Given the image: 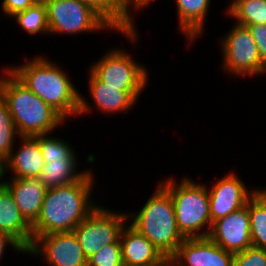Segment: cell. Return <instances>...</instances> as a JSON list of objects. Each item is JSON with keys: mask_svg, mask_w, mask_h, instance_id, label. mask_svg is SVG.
I'll use <instances>...</instances> for the list:
<instances>
[{"mask_svg": "<svg viewBox=\"0 0 266 266\" xmlns=\"http://www.w3.org/2000/svg\"><path fill=\"white\" fill-rule=\"evenodd\" d=\"M192 180L184 177L177 184L172 176L160 182L169 191L175 208L176 223L185 239L208 237L213 224L207 186Z\"/></svg>", "mask_w": 266, "mask_h": 266, "instance_id": "cell-5", "label": "cell"}, {"mask_svg": "<svg viewBox=\"0 0 266 266\" xmlns=\"http://www.w3.org/2000/svg\"><path fill=\"white\" fill-rule=\"evenodd\" d=\"M48 136V137H47ZM38 139L44 166L39 179L47 189L65 186L81 179L89 170L77 171L78 163L74 148L63 139L48 134L35 135Z\"/></svg>", "mask_w": 266, "mask_h": 266, "instance_id": "cell-8", "label": "cell"}, {"mask_svg": "<svg viewBox=\"0 0 266 266\" xmlns=\"http://www.w3.org/2000/svg\"><path fill=\"white\" fill-rule=\"evenodd\" d=\"M233 266H266V249L251 246L235 253Z\"/></svg>", "mask_w": 266, "mask_h": 266, "instance_id": "cell-27", "label": "cell"}, {"mask_svg": "<svg viewBox=\"0 0 266 266\" xmlns=\"http://www.w3.org/2000/svg\"><path fill=\"white\" fill-rule=\"evenodd\" d=\"M0 232L9 234L26 251L32 245L31 226L22 217L12 194L4 185L0 186Z\"/></svg>", "mask_w": 266, "mask_h": 266, "instance_id": "cell-18", "label": "cell"}, {"mask_svg": "<svg viewBox=\"0 0 266 266\" xmlns=\"http://www.w3.org/2000/svg\"><path fill=\"white\" fill-rule=\"evenodd\" d=\"M87 266H123L120 240L104 246L89 257Z\"/></svg>", "mask_w": 266, "mask_h": 266, "instance_id": "cell-26", "label": "cell"}, {"mask_svg": "<svg viewBox=\"0 0 266 266\" xmlns=\"http://www.w3.org/2000/svg\"><path fill=\"white\" fill-rule=\"evenodd\" d=\"M27 253L41 257L48 266H87V258L74 232L38 236Z\"/></svg>", "mask_w": 266, "mask_h": 266, "instance_id": "cell-11", "label": "cell"}, {"mask_svg": "<svg viewBox=\"0 0 266 266\" xmlns=\"http://www.w3.org/2000/svg\"><path fill=\"white\" fill-rule=\"evenodd\" d=\"M155 2V0H124V8L125 11L128 15V17L133 20V16L131 15V11H130V7L132 6L133 9L136 11H140V9L142 10L143 8L145 9L146 6H148L150 4V2ZM145 6V7H144Z\"/></svg>", "mask_w": 266, "mask_h": 266, "instance_id": "cell-31", "label": "cell"}, {"mask_svg": "<svg viewBox=\"0 0 266 266\" xmlns=\"http://www.w3.org/2000/svg\"><path fill=\"white\" fill-rule=\"evenodd\" d=\"M211 0H176L178 29L188 38V45L202 35ZM190 43V44H189Z\"/></svg>", "mask_w": 266, "mask_h": 266, "instance_id": "cell-20", "label": "cell"}, {"mask_svg": "<svg viewBox=\"0 0 266 266\" xmlns=\"http://www.w3.org/2000/svg\"><path fill=\"white\" fill-rule=\"evenodd\" d=\"M49 34H78L115 28L92 6L80 0H43Z\"/></svg>", "mask_w": 266, "mask_h": 266, "instance_id": "cell-7", "label": "cell"}, {"mask_svg": "<svg viewBox=\"0 0 266 266\" xmlns=\"http://www.w3.org/2000/svg\"><path fill=\"white\" fill-rule=\"evenodd\" d=\"M92 6L99 12L117 32L126 36L130 42L138 41V34L134 21L131 20L124 8L122 0H80Z\"/></svg>", "mask_w": 266, "mask_h": 266, "instance_id": "cell-21", "label": "cell"}, {"mask_svg": "<svg viewBox=\"0 0 266 266\" xmlns=\"http://www.w3.org/2000/svg\"><path fill=\"white\" fill-rule=\"evenodd\" d=\"M10 179L3 185L12 194L22 217L32 226L40 215L47 188L39 177Z\"/></svg>", "mask_w": 266, "mask_h": 266, "instance_id": "cell-16", "label": "cell"}, {"mask_svg": "<svg viewBox=\"0 0 266 266\" xmlns=\"http://www.w3.org/2000/svg\"><path fill=\"white\" fill-rule=\"evenodd\" d=\"M227 14L240 25L266 24V0H232Z\"/></svg>", "mask_w": 266, "mask_h": 266, "instance_id": "cell-23", "label": "cell"}, {"mask_svg": "<svg viewBox=\"0 0 266 266\" xmlns=\"http://www.w3.org/2000/svg\"><path fill=\"white\" fill-rule=\"evenodd\" d=\"M156 188L140 211L128 213V219L131 218L128 224L151 241L169 260L185 238L178 229L169 191L161 183Z\"/></svg>", "mask_w": 266, "mask_h": 266, "instance_id": "cell-4", "label": "cell"}, {"mask_svg": "<svg viewBox=\"0 0 266 266\" xmlns=\"http://www.w3.org/2000/svg\"><path fill=\"white\" fill-rule=\"evenodd\" d=\"M207 189L212 223L244 207L258 190L249 191L243 180L233 172H228Z\"/></svg>", "mask_w": 266, "mask_h": 266, "instance_id": "cell-12", "label": "cell"}, {"mask_svg": "<svg viewBox=\"0 0 266 266\" xmlns=\"http://www.w3.org/2000/svg\"><path fill=\"white\" fill-rule=\"evenodd\" d=\"M7 69L30 91L56 110L65 120L72 115L90 113L87 103L69 76L57 64L37 56ZM91 106V107H90Z\"/></svg>", "mask_w": 266, "mask_h": 266, "instance_id": "cell-1", "label": "cell"}, {"mask_svg": "<svg viewBox=\"0 0 266 266\" xmlns=\"http://www.w3.org/2000/svg\"><path fill=\"white\" fill-rule=\"evenodd\" d=\"M90 170L71 184L47 189L40 215L31 226L33 240L53 232H73L99 206L91 198L95 178Z\"/></svg>", "mask_w": 266, "mask_h": 266, "instance_id": "cell-2", "label": "cell"}, {"mask_svg": "<svg viewBox=\"0 0 266 266\" xmlns=\"http://www.w3.org/2000/svg\"><path fill=\"white\" fill-rule=\"evenodd\" d=\"M208 237L233 254L253 246L248 202L244 207L214 221Z\"/></svg>", "mask_w": 266, "mask_h": 266, "instance_id": "cell-14", "label": "cell"}, {"mask_svg": "<svg viewBox=\"0 0 266 266\" xmlns=\"http://www.w3.org/2000/svg\"><path fill=\"white\" fill-rule=\"evenodd\" d=\"M234 254L209 237L186 238L169 259V266H233Z\"/></svg>", "mask_w": 266, "mask_h": 266, "instance_id": "cell-13", "label": "cell"}, {"mask_svg": "<svg viewBox=\"0 0 266 266\" xmlns=\"http://www.w3.org/2000/svg\"><path fill=\"white\" fill-rule=\"evenodd\" d=\"M39 0H2L1 7L7 18L14 16L16 13L26 10L33 6Z\"/></svg>", "mask_w": 266, "mask_h": 266, "instance_id": "cell-29", "label": "cell"}, {"mask_svg": "<svg viewBox=\"0 0 266 266\" xmlns=\"http://www.w3.org/2000/svg\"><path fill=\"white\" fill-rule=\"evenodd\" d=\"M21 147L15 151L13 147L6 160V170L12 172L11 178L39 177L44 166L42 151L35 136H20Z\"/></svg>", "mask_w": 266, "mask_h": 266, "instance_id": "cell-17", "label": "cell"}, {"mask_svg": "<svg viewBox=\"0 0 266 266\" xmlns=\"http://www.w3.org/2000/svg\"><path fill=\"white\" fill-rule=\"evenodd\" d=\"M88 73L89 92L94 104H96V109L101 113H126L136 104V101L126 91L101 82L90 70Z\"/></svg>", "mask_w": 266, "mask_h": 266, "instance_id": "cell-19", "label": "cell"}, {"mask_svg": "<svg viewBox=\"0 0 266 266\" xmlns=\"http://www.w3.org/2000/svg\"><path fill=\"white\" fill-rule=\"evenodd\" d=\"M120 49L108 50L89 70L101 82L126 91L137 102L149 82V73L142 64L135 62L131 53Z\"/></svg>", "mask_w": 266, "mask_h": 266, "instance_id": "cell-6", "label": "cell"}, {"mask_svg": "<svg viewBox=\"0 0 266 266\" xmlns=\"http://www.w3.org/2000/svg\"><path fill=\"white\" fill-rule=\"evenodd\" d=\"M19 136L8 105L0 96V157L5 161L10 157L15 138Z\"/></svg>", "mask_w": 266, "mask_h": 266, "instance_id": "cell-25", "label": "cell"}, {"mask_svg": "<svg viewBox=\"0 0 266 266\" xmlns=\"http://www.w3.org/2000/svg\"><path fill=\"white\" fill-rule=\"evenodd\" d=\"M8 245H10L11 248L19 253H27V251L13 237H11L7 233L0 232V263L3 258L4 252H6V248L8 247L10 249Z\"/></svg>", "mask_w": 266, "mask_h": 266, "instance_id": "cell-30", "label": "cell"}, {"mask_svg": "<svg viewBox=\"0 0 266 266\" xmlns=\"http://www.w3.org/2000/svg\"><path fill=\"white\" fill-rule=\"evenodd\" d=\"M128 213L99 206L74 230L83 253L88 259L104 246L116 243L128 221Z\"/></svg>", "mask_w": 266, "mask_h": 266, "instance_id": "cell-10", "label": "cell"}, {"mask_svg": "<svg viewBox=\"0 0 266 266\" xmlns=\"http://www.w3.org/2000/svg\"><path fill=\"white\" fill-rule=\"evenodd\" d=\"M220 40L222 49V67L233 75L253 76L266 73L258 47L247 26L235 25Z\"/></svg>", "mask_w": 266, "mask_h": 266, "instance_id": "cell-9", "label": "cell"}, {"mask_svg": "<svg viewBox=\"0 0 266 266\" xmlns=\"http://www.w3.org/2000/svg\"><path fill=\"white\" fill-rule=\"evenodd\" d=\"M6 171H7L6 170V161L0 157V186L4 184L5 180H3L2 182H1V180H2V178L4 179V176L6 175L5 174Z\"/></svg>", "mask_w": 266, "mask_h": 266, "instance_id": "cell-32", "label": "cell"}, {"mask_svg": "<svg viewBox=\"0 0 266 266\" xmlns=\"http://www.w3.org/2000/svg\"><path fill=\"white\" fill-rule=\"evenodd\" d=\"M11 18L15 19L18 25L28 34H49L47 9L43 0L37 1L33 6L16 13Z\"/></svg>", "mask_w": 266, "mask_h": 266, "instance_id": "cell-24", "label": "cell"}, {"mask_svg": "<svg viewBox=\"0 0 266 266\" xmlns=\"http://www.w3.org/2000/svg\"><path fill=\"white\" fill-rule=\"evenodd\" d=\"M123 266H169V260L144 235L126 223L120 233Z\"/></svg>", "mask_w": 266, "mask_h": 266, "instance_id": "cell-15", "label": "cell"}, {"mask_svg": "<svg viewBox=\"0 0 266 266\" xmlns=\"http://www.w3.org/2000/svg\"><path fill=\"white\" fill-rule=\"evenodd\" d=\"M252 245L266 249V189H258L248 201Z\"/></svg>", "mask_w": 266, "mask_h": 266, "instance_id": "cell-22", "label": "cell"}, {"mask_svg": "<svg viewBox=\"0 0 266 266\" xmlns=\"http://www.w3.org/2000/svg\"><path fill=\"white\" fill-rule=\"evenodd\" d=\"M255 40L262 63L266 66V24L247 25Z\"/></svg>", "mask_w": 266, "mask_h": 266, "instance_id": "cell-28", "label": "cell"}, {"mask_svg": "<svg viewBox=\"0 0 266 266\" xmlns=\"http://www.w3.org/2000/svg\"><path fill=\"white\" fill-rule=\"evenodd\" d=\"M3 71L0 96L7 103L20 136L49 134L63 125L65 119L56 110L25 87L7 68Z\"/></svg>", "mask_w": 266, "mask_h": 266, "instance_id": "cell-3", "label": "cell"}]
</instances>
